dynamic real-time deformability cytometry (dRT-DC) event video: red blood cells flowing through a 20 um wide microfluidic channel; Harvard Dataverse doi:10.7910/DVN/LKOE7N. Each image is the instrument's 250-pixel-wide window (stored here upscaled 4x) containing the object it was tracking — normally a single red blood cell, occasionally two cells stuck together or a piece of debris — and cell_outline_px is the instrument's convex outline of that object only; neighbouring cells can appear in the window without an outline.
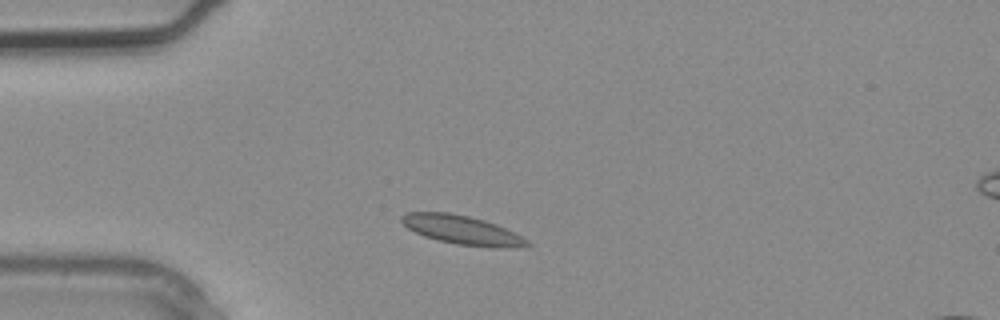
{"species": "common noctule bat (a hibernating species)", "species_latin": "Nyctalus noctula", "temperature_condition": "warm", "stored_images_in_passage": 1, "camera_frame_rate_fps": 3000, "um_per_image_px": 0.085, "animal": {"sex": "male", "body_mass_g": 20.4}, "frame": {"image": 1, "passage_image": 1, "time_ms": 0.0, "image_size_px": [1000, 320], "cell_outline_px": [[532, 244], [508, 248], [488, 248], [456, 244], [436, 240], [424, 236], [408, 228], [400, 220], [400, 216], [408, 212], [448, 212], [468, 216], [484, 220], [496, 224], [528, 240]], "centroid_in_image_um": [39.25, 19.56], "position_along_channel_um": 45.7, "area_um2": 21.1}}